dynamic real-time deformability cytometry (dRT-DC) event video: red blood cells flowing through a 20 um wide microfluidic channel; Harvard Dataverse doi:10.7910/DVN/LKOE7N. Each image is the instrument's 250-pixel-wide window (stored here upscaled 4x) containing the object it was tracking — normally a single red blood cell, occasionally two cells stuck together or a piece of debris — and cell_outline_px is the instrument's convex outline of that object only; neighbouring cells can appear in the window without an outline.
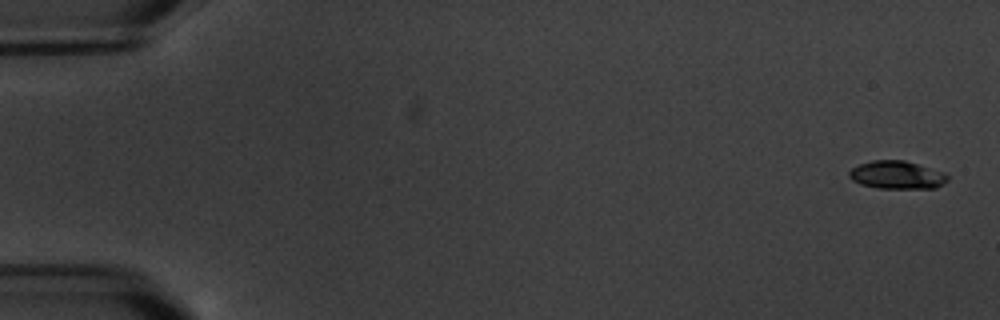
{"species": "common noctule bat (a hibernating species)", "species_latin": "Nyctalus noctula", "temperature_condition": "warm", "stored_images_in_passage": 7, "camera_frame_rate_fps": 3000, "um_per_image_px": 0.085, "animal": {"sex": "male", "body_mass_g": 20.1, "forearm_length_mm": 53.5}, "frame": {"image": 1, "passage_image": 1, "time_ms": 0.0, "image_size_px": [1000, 320], "cell_outline_px": [[948, 180], [944, 184], [936, 188], [876, 188], [860, 184], [852, 180], [848, 176], [848, 172], [852, 168], [860, 164], [872, 160], [904, 160], [944, 172], [948, 176]], "centroid_in_image_um": [76.23, 14.87], "position_along_channel_um": 8.8, "area_um2": 16.13}}